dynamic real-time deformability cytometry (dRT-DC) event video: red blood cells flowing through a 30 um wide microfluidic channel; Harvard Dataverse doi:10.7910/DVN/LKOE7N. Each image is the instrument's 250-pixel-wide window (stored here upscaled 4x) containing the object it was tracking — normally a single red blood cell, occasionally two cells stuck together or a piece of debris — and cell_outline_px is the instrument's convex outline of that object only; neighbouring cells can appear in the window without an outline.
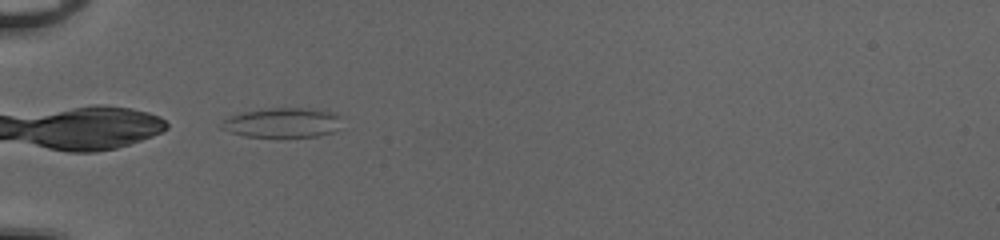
{"species": "common noctule bat (a hibernating species)", "species_latin": "Nyctalus noctula", "temperature_condition": "cold", "stored_images_in_passage": 34, "camera_frame_rate_fps": 3000, "um_per_image_px": 0.085, "animal": {"sex": "female", "body_mass_g": 20.0, "forearm_length_mm": 54.0}, "frame": {"image": 1, "passage_image": 1, "time_ms": 0.0, "image_size_px": [1000, 240], "cell_outline_px": [[336, 128], [332, 132], [316, 136], [244, 136], [220, 128], [220, 124], [224, 120], [232, 116], [244, 112], [268, 108], [304, 108], [336, 112]], "centroid_in_image_um": [23.94, 10.42], "position_along_channel_um": 61.1, "area_um2": 20.06}}
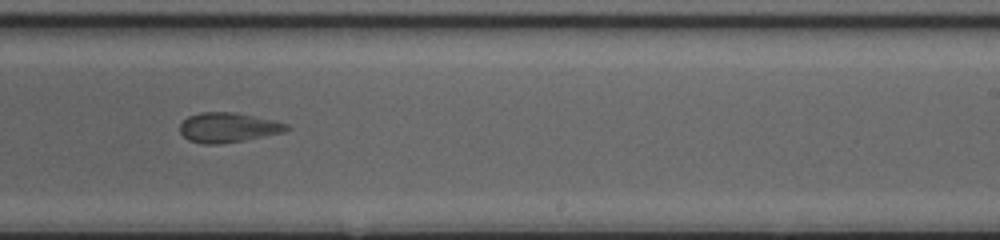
{"frame": {"image": 2, "passage_image": 17, "time_ms": 5.333, "image_size_px": [1000, 240], "cell_outline_px": [[292, 128], [284, 132], [244, 140], [220, 144], [204, 144], [188, 140], [180, 132], [180, 124], [188, 116], [200, 112], [236, 112], [276, 120], [288, 124]], "centroid_in_image_um": [19.42, 10.83], "position_along_channel_um": 269.6, "area_um2": 18.67}}
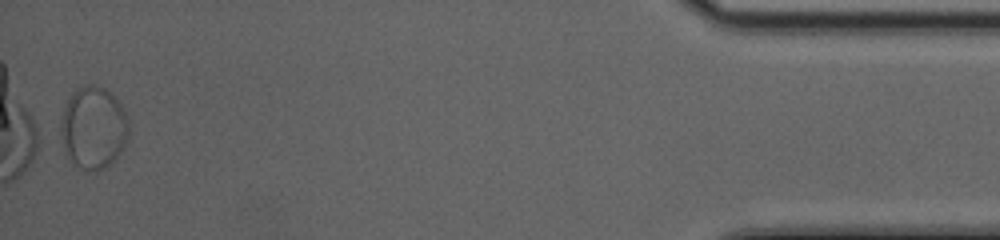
{"frame": {"image": 3, "passage_image": 34, "time_ms": 11.0, "image_size_px": [1000, 240], "cell_outline_px": [[128, 136], [120, 152], [104, 168], [96, 172], [92, 172], [72, 164], [68, 160], [60, 136], [60, 120], [64, 108], [72, 92], [80, 84], [92, 84], [104, 88], [112, 92], [120, 100], [124, 108], [128, 120]], "centroid_in_image_um": [7.92, 10.82], "position_along_channel_um": 427.3, "area_um2": 33.18}}